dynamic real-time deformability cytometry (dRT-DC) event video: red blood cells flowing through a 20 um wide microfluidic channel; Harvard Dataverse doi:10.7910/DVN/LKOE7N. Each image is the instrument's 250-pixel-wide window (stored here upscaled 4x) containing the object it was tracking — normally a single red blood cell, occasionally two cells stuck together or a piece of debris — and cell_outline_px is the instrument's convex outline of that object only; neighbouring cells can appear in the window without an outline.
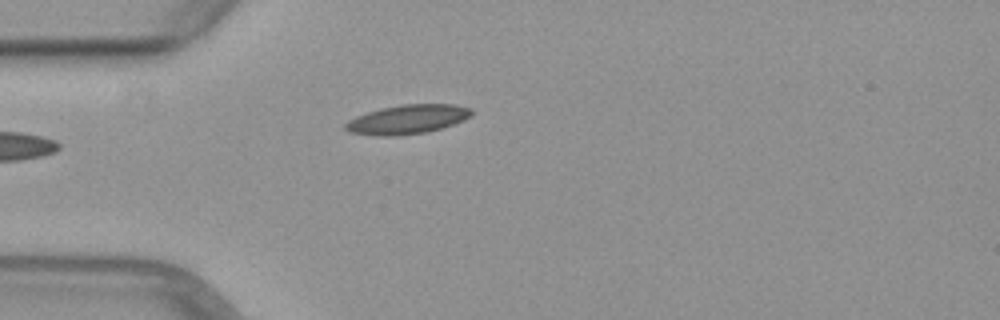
{"species": "common noctule bat (a hibernating species)", "species_latin": "Nyctalus noctula", "temperature_condition": "warm", "stored_images_in_passage": 35, "camera_frame_rate_fps": 3000, "um_per_image_px": 0.085, "animal": {"sex": "female", "body_mass_g": 29.2, "forearm_length_mm": 56.3}, "frame": {"image": 1, "passage_image": 1, "time_ms": 0.0, "image_size_px": [1000, 320], "cell_outline_px": [[472, 112], [464, 120], [440, 128], [424, 132], [388, 136], [380, 136], [352, 132], [344, 128], [344, 124], [348, 120], [356, 116], [380, 108], [400, 104], [456, 104], [472, 108]], "centroid_in_image_um": [34.62, 10.12], "position_along_channel_um": 50.4, "area_um2": 21.15}}
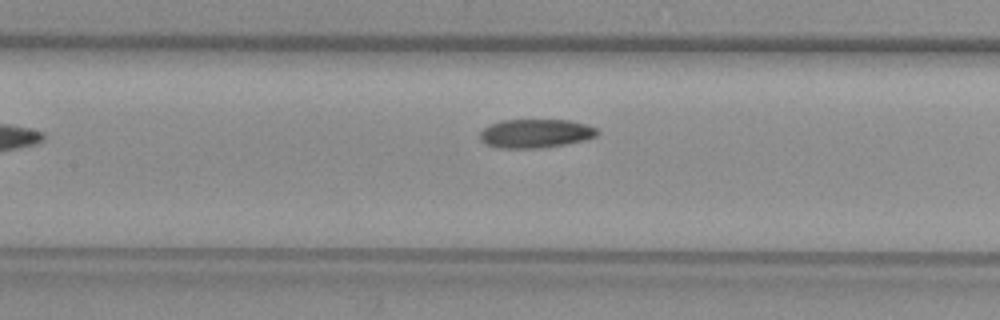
{"frame": {"image": 2, "passage_image": 10, "time_ms": 3.0, "image_size_px": [1000, 320], "cell_outline_px": [[600, 132], [596, 136], [564, 144], [536, 148], [500, 148], [484, 144], [480, 140], [480, 132], [488, 124], [504, 120], [568, 120], [588, 124], [596, 128]], "centroid_in_image_um": [45.48, 11.33], "position_along_channel_um": 161.9, "area_um2": 19.59}}
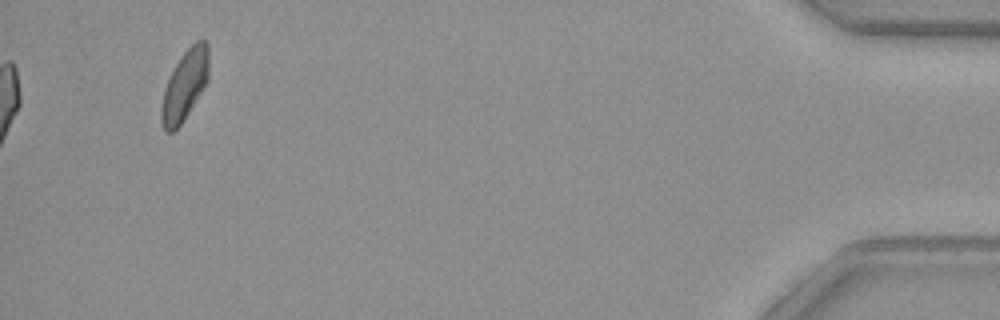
{"frame": {"image": 3, "passage_image": 35, "time_ms": 11.333, "image_size_px": [1000, 320], "cell_outline_px": [[208, 80], [188, 112], [180, 124], [172, 132], [164, 132], [160, 120], [160, 108], [164, 88], [180, 56], [196, 40], [204, 40], [208, 44]], "centroid_in_image_um": [15.68, 7.25], "position_along_channel_um": 419.5, "area_um2": 19.13}}